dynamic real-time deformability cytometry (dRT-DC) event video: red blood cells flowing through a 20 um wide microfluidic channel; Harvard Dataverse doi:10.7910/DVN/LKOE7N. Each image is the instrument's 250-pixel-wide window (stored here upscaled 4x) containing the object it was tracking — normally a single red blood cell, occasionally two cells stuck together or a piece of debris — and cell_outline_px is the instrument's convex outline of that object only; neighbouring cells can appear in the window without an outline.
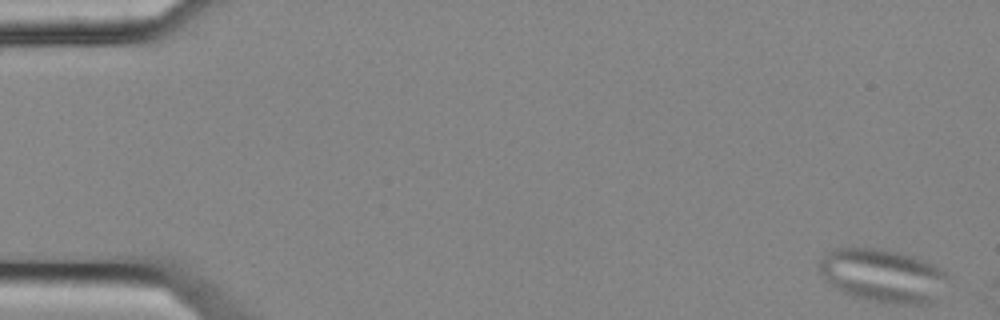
{"species": "common noctule bat (a hibernating species)", "species_latin": "Nyctalus noctula", "temperature_condition": "cold", "stored_images_in_passage": 3, "camera_frame_rate_fps": 3000, "um_per_image_px": 0.085, "animal": {"sex": "female", "body_mass_g": 25.1}, "frame": {"image": 1, "passage_image": 1, "time_ms": 0.0, "image_size_px": [1000, 320], "cell_outline_px": [[948, 276], [936, 300], [932, 304], [896, 304], [856, 296], [844, 292], [828, 284], [820, 272], [820, 260], [828, 252], [836, 248], [880, 248], [900, 252], [936, 264], [948, 272]], "centroid_in_image_um": [75.09, 23.41], "position_along_channel_um": 9.9, "area_um2": 39.77}}